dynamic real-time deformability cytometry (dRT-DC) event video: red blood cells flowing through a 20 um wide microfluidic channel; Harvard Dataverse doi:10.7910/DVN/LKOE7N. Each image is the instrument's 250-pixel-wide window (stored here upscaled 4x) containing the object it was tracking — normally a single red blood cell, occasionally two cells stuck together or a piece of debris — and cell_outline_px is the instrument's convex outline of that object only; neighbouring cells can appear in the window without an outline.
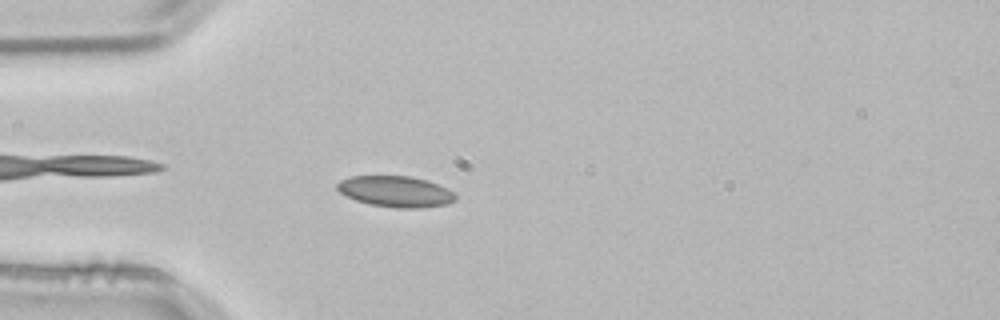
{"species": "common noctule bat (a hibernating species)", "species_latin": "Nyctalus noctula", "temperature_condition": "room temperature", "stored_images_in_passage": 42, "camera_frame_rate_fps": 3000, "um_per_image_px": 0.085, "animal": {"sex": "male", "body_mass_g": 21.5, "forearm_length_mm": 52.0}, "frame": {"image": 1, "passage_image": 4, "time_ms": 1.0, "image_size_px": [1000, 320], "cell_outline_px": [[456, 200], [448, 204], [420, 208], [396, 208], [368, 204], [356, 200], [340, 192], [336, 188], [336, 184], [340, 180], [352, 176], [412, 176], [428, 180], [452, 192], [456, 196]], "centroid_in_image_um": [33.62, 16.28], "position_along_channel_um": 51.4, "area_um2": 21.33}}
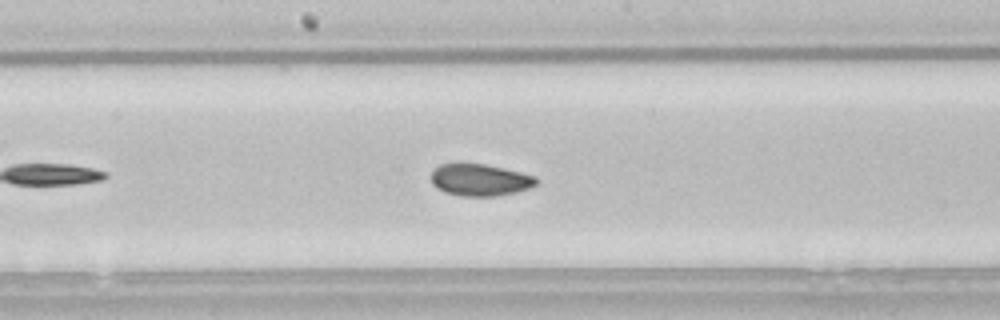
{"frame": {"image": 2, "passage_image": 17, "time_ms": 5.333, "image_size_px": [1000, 320], "cell_outline_px": [[536, 184], [528, 188], [496, 196], [460, 196], [444, 192], [436, 188], [432, 184], [432, 172], [440, 164], [484, 164], [504, 168], [536, 176]], "centroid_in_image_um": [40.77, 15.3], "position_along_channel_um": 207.4, "area_um2": 19.31}}
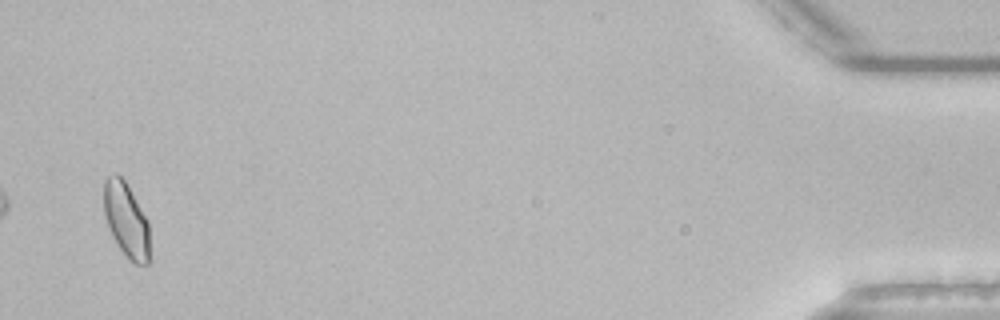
{"frame": {"image": 3, "passage_image": 41, "time_ms": 13.333, "image_size_px": [1000, 320], "cell_outline_px": [[152, 260], [148, 264], [132, 264], [120, 248], [112, 236], [108, 228], [104, 216], [104, 180], [108, 176], [116, 172], [124, 180], [148, 220]], "centroid_in_image_um": [10.76, 18.76], "position_along_channel_um": 424.4, "area_um2": 20.4}, "authors_computed_cell_mechanics": {"area_um2": 19.9699, "velocity_mm_per_s": 3.8135, "shape_relaxation_time_tau1_ms": 3.9499, "shape_relaxation_time_tau2_ms": 2.2796, "deformation_change_tau1": 0.0856, "deformation_change_tau2": 0.0511}}